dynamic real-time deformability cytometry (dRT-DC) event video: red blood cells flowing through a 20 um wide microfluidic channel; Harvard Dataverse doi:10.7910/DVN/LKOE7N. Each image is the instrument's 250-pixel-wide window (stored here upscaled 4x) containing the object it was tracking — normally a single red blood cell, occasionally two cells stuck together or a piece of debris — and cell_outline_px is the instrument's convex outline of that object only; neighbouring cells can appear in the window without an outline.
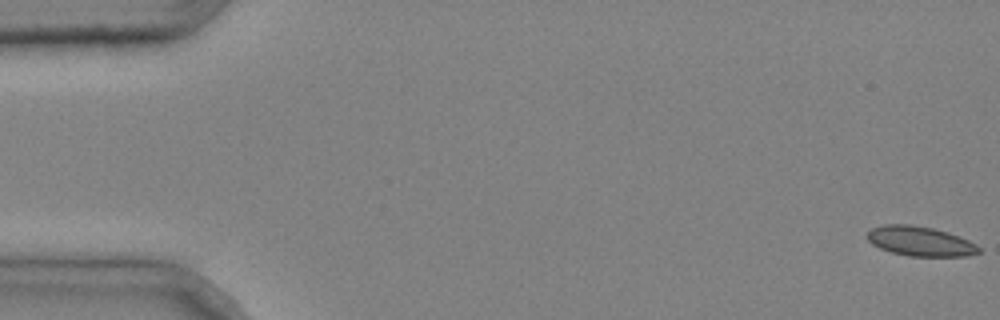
{"species": "common noctule bat (a hibernating species)", "species_latin": "Nyctalus noctula", "temperature_condition": "cold", "stored_images_in_passage": 5, "camera_frame_rate_fps": 3000, "um_per_image_px": 0.085, "animal": {"sex": "male", "body_mass_g": 20.4}, "frame": {"image": 1, "passage_image": 1, "time_ms": 0.0, "image_size_px": [1000, 320], "cell_outline_px": [[980, 252], [968, 256], [908, 256], [892, 252], [880, 248], [872, 244], [868, 240], [868, 232], [872, 228], [884, 224], [912, 224], [932, 228], [948, 232], [968, 240], [976, 244], [980, 248]], "centroid_in_image_um": [78.22, 20.5], "position_along_channel_um": 6.8, "area_um2": 19.25}}
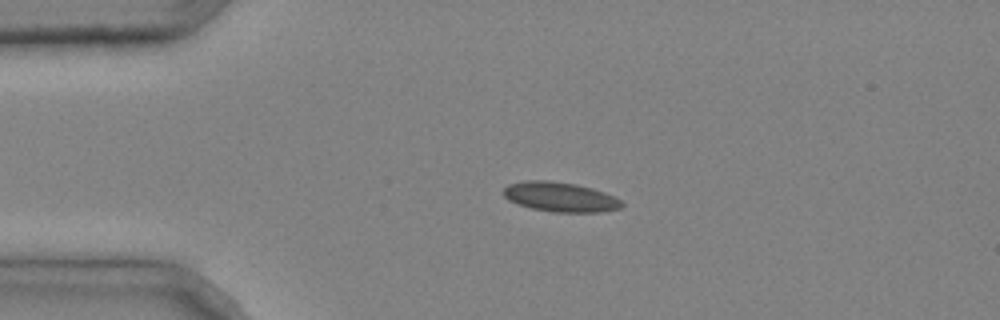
{"frame": {"image": 2, "passage_image": 4, "time_ms": 1.0, "image_size_px": [1000, 320], "cell_outline_px": [[624, 204], [620, 208], [600, 212], [556, 212], [532, 208], [508, 200], [504, 196], [504, 188], [508, 184], [524, 180], [548, 180], [576, 184], [592, 188], [604, 192], [620, 200]], "centroid_in_image_um": [47.61, 16.73], "position_along_channel_um": 37.4, "area_um2": 20.29}}